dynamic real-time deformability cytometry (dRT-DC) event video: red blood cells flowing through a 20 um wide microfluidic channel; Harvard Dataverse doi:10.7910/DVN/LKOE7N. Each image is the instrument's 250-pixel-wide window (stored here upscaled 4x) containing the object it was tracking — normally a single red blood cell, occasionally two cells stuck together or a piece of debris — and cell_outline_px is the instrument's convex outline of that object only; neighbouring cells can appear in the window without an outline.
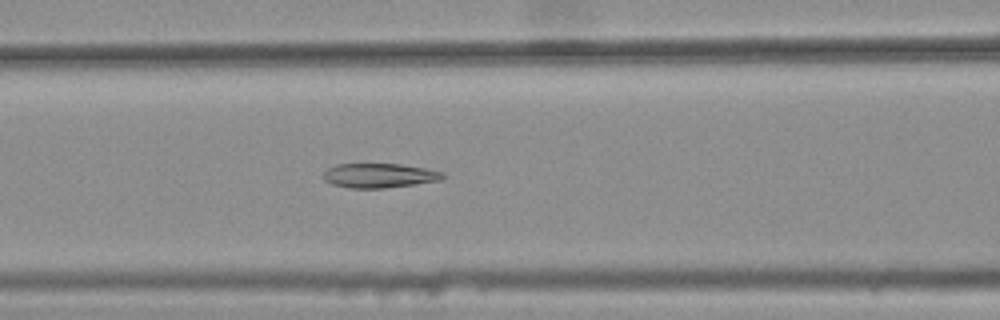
{"species": "common noctule bat (a hibernating species)", "species_latin": "Nyctalus noctula", "temperature_condition": "warm", "stored_images_in_passage": 45, "camera_frame_rate_fps": 3000, "um_per_image_px": 0.085, "animal": {"sex": "female", "body_mass_g": 25.1}, "frame": {"image": 1, "passage_image": 21, "time_ms": 6.667, "image_size_px": [1000, 320], "cell_outline_px": [[444, 176], [440, 180], [384, 188], [348, 188], [332, 184], [324, 180], [324, 172], [328, 168], [336, 164], [400, 164], [424, 168], [444, 172]], "centroid_in_image_um": [32.21, 14.92], "position_along_channel_um": 134.4, "area_um2": 16.82}}
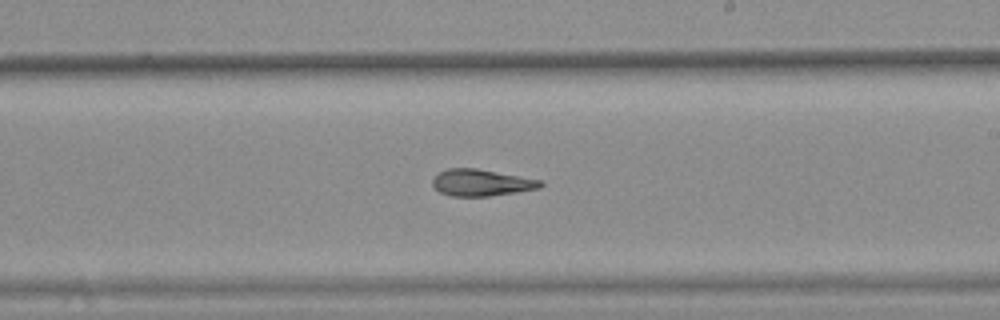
{"frame": {"image": 2, "passage_image": 30, "time_ms": 9.667, "image_size_px": [1000, 320], "cell_outline_px": [[544, 184], [540, 188], [516, 192], [488, 196], [452, 196], [440, 192], [432, 184], [432, 176], [436, 172], [448, 168], [476, 168], [540, 180]], "centroid_in_image_um": [40.85, 15.52], "position_along_channel_um": 248.1, "area_um2": 16.76}}
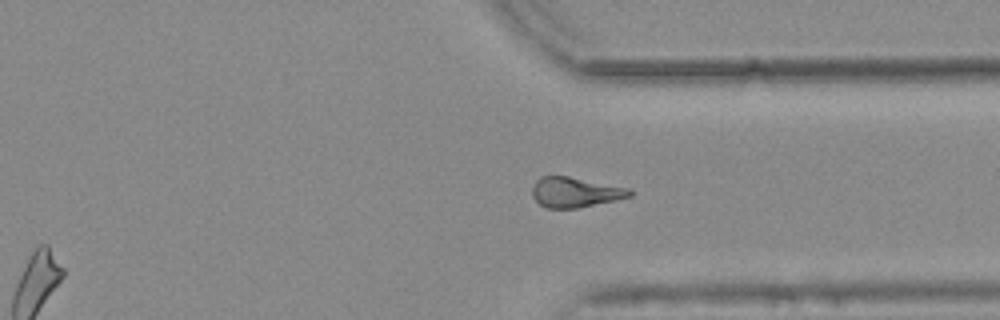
{"frame": {"image": 3, "passage_image": 39, "time_ms": 12.667, "image_size_px": [1000, 320], "cell_outline_px": [[632, 196], [616, 200], [580, 208], [548, 208], [540, 204], [532, 196], [532, 188], [536, 180], [540, 176], [568, 176], [632, 188]], "centroid_in_image_um": [48.92, 16.34], "position_along_channel_um": 362.5, "area_um2": 17.28}}